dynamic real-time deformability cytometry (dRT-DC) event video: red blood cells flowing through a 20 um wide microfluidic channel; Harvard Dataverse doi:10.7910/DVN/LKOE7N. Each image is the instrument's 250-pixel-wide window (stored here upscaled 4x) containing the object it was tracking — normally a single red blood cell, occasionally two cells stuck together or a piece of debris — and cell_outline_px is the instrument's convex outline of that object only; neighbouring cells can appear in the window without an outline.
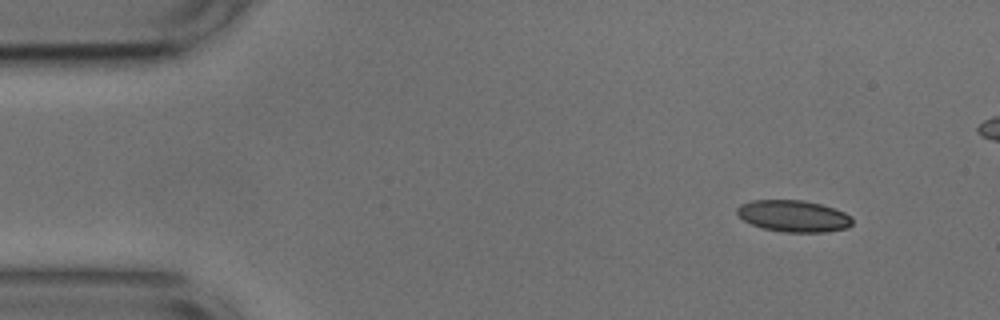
{"species": "common noctule bat (a hibernating species)", "species_latin": "Nyctalus noctula", "temperature_condition": "cold", "stored_images_in_passage": 44, "camera_frame_rate_fps": 3000, "um_per_image_px": 0.085, "animal": {"sex": "male", "body_mass_g": 17.9, "forearm_length_mm": 54.2}, "frame": {"image": 1, "passage_image": 1, "time_ms": 0.0, "image_size_px": [1000, 320], "cell_outline_px": [[852, 224], [848, 228], [824, 232], [784, 232], [764, 228], [752, 224], [744, 220], [736, 212], [736, 208], [740, 204], [752, 200], [804, 200], [820, 204], [844, 212], [852, 216]], "centroid_in_image_um": [67.46, 18.36], "position_along_channel_um": 17.5, "area_um2": 21.21}}
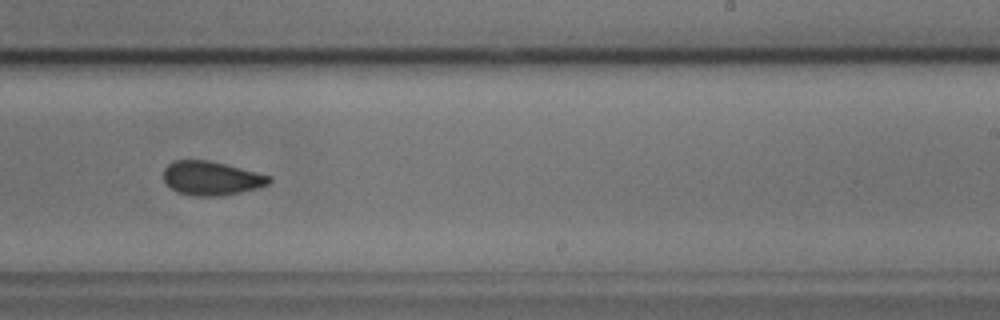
{"frame": {"image": 2, "passage_image": 28, "time_ms": 9.0, "image_size_px": [1000, 320], "cell_outline_px": [[272, 180], [268, 184], [256, 188], [240, 192], [220, 196], [192, 196], [176, 192], [164, 180], [164, 168], [168, 164], [176, 160], [208, 160], [272, 176]], "centroid_in_image_um": [17.95, 15.15], "position_along_channel_um": 271.0, "area_um2": 20.75}}
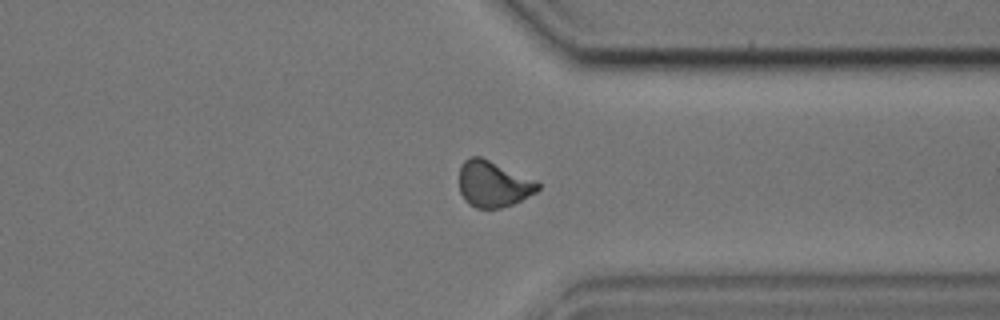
{"frame": {"image": 3, "passage_image": 36, "time_ms": 11.667, "image_size_px": [1000, 320], "cell_outline_px": [[540, 188], [536, 192], [512, 204], [500, 208], [476, 208], [468, 204], [464, 200], [460, 192], [460, 164], [468, 156], [480, 156], [536, 180], [540, 184]], "centroid_in_image_um": [41.9, 15.63], "position_along_channel_um": 369.5, "area_um2": 21.15}}